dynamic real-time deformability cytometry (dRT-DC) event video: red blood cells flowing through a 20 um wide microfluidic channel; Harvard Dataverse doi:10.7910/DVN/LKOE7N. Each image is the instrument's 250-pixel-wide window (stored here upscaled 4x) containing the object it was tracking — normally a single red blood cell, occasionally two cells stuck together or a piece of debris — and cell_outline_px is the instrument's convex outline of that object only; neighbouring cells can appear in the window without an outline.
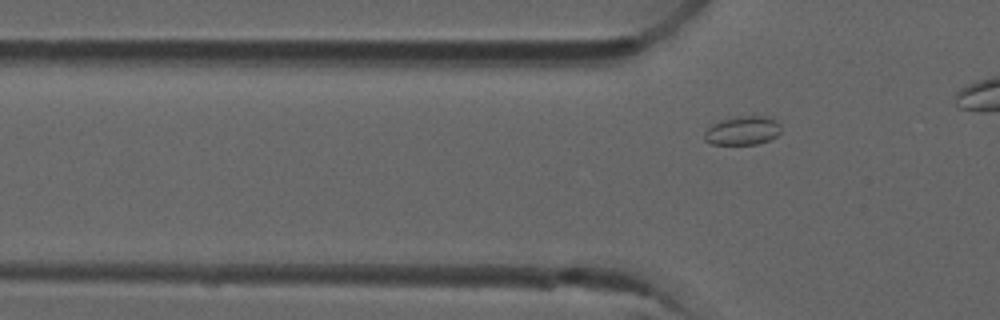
{"species": "common noctule bat (a hibernating species)", "species_latin": "Nyctalus noctula", "temperature_condition": "room temperature", "stored_images_in_passage": 5, "camera_frame_rate_fps": 3000, "um_per_image_px": 0.085, "animal": {"sex": "male", "forearm_length_mm": 52.5}, "frame": {"image": 1, "passage_image": 5, "time_ms": 1.333, "image_size_px": [1000, 320], "cell_outline_px": [[780, 132], [776, 136], [768, 140], [756, 144], [712, 144], [704, 140], [704, 132], [712, 124], [720, 120], [736, 116], [772, 116], [780, 124]], "centroid_in_image_um": [63.12, 11.08], "position_along_channel_um": 62.7, "area_um2": 12.95}}